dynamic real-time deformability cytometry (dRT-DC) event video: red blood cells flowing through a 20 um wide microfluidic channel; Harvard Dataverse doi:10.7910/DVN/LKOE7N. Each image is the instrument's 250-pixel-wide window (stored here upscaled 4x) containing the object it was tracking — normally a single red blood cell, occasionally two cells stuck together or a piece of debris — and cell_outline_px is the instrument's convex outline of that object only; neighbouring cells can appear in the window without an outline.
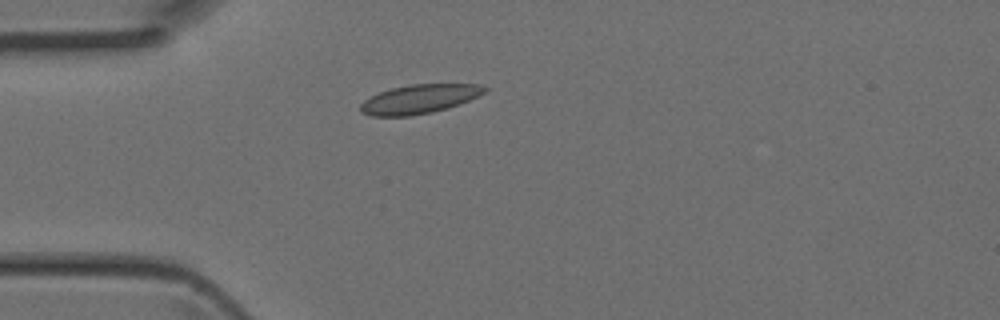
{"species": "Egyptian fruit bat (a non-hibernating species)", "species_latin": "Rousettus aegyptiacus", "temperature_condition": "room temperature", "stored_images_in_passage": 2, "camera_frame_rate_fps": 3000, "um_per_image_px": 0.085, "animal": {"sex": "female"}, "frame": {"image": 1, "passage_image": 2, "time_ms": 0.333, "image_size_px": [1000, 320], "cell_outline_px": [[488, 88], [484, 92], [460, 104], [448, 108], [432, 112], [412, 116], [372, 116], [360, 112], [360, 104], [364, 100], [380, 92], [392, 88], [412, 84], [480, 84]], "centroid_in_image_um": [35.62, 8.42], "position_along_channel_um": 49.4, "area_um2": 20.87}}